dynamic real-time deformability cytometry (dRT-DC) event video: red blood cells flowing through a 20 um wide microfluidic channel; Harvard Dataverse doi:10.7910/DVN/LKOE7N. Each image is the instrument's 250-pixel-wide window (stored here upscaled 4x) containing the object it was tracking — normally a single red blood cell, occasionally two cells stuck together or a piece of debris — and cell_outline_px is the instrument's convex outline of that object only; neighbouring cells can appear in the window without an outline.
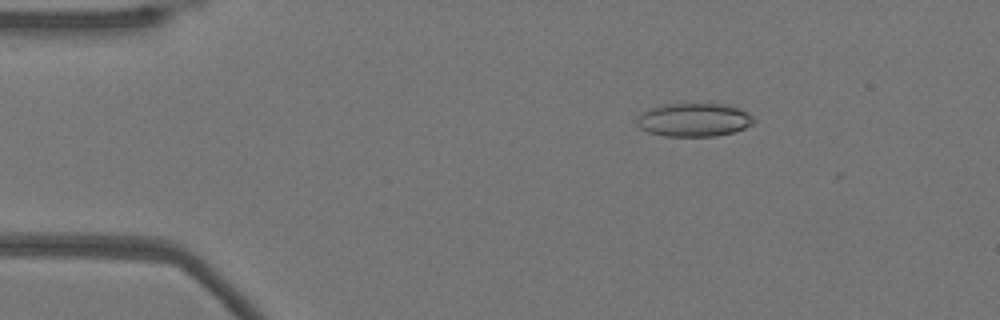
{"species": "Egyptian fruit bat (a non-hibernating species)", "species_latin": "Rousettus aegyptiacus", "temperature_condition": "warm", "stored_images_in_passage": 23, "camera_frame_rate_fps": 3000, "um_per_image_px": 0.085, "animal": {"sex": "female"}, "frame": {"image": 1, "passage_image": 1, "time_ms": 0.0, "image_size_px": [1000, 320], "cell_outline_px": [[756, 120], [752, 124], [736, 132], [716, 136], [664, 136], [648, 132], [640, 128], [636, 124], [636, 116], [652, 108], [664, 104], [724, 104], [740, 108], [748, 112]], "centroid_in_image_um": [59.0, 10.19], "position_along_channel_um": 26.0, "area_um2": 22.89}}